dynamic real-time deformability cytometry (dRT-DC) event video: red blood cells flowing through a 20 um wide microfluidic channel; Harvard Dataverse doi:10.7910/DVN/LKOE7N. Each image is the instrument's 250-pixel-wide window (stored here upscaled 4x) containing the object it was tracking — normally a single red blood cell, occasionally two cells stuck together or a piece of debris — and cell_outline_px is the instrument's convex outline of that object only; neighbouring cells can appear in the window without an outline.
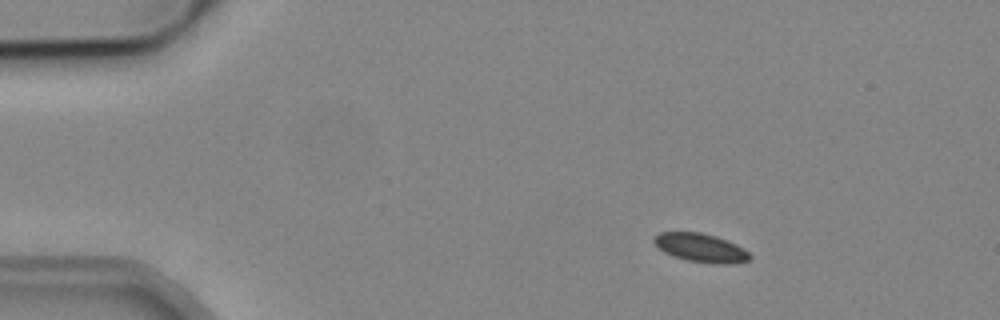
{"species": "common noctule bat (a hibernating species)", "species_latin": "Nyctalus noctula", "temperature_condition": "cold", "stored_images_in_passage": 8, "camera_frame_rate_fps": 3000, "um_per_image_px": 0.085, "animal": {"sex": "male", "body_mass_g": 19.2, "forearm_length_mm": 51.8}, "frame": {"image": 1, "passage_image": 2, "time_ms": 1.333, "image_size_px": [1000, 320], "cell_outline_px": [[752, 256], [748, 260], [732, 264], [712, 264], [688, 260], [664, 252], [652, 240], [660, 232], [700, 232], [716, 236], [728, 240], [744, 248]], "centroid_in_image_um": [59.61, 21.06], "position_along_channel_um": 25.4, "area_um2": 15.9}}
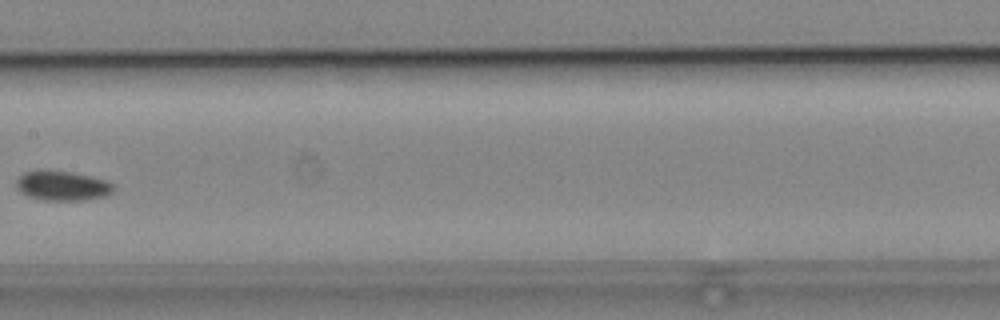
{"frame": {"image": 2, "passage_image": 7, "time_ms": 8.0, "image_size_px": [1000, 320], "cell_outline_px": [[112, 192], [108, 196], [84, 200], [44, 200], [28, 196], [20, 192], [16, 188], [16, 180], [24, 172], [40, 168], [68, 172], [92, 176], [104, 180], [112, 184]], "centroid_in_image_um": [5.25, 15.77], "position_along_channel_um": 202.2, "area_um2": 16.99}}
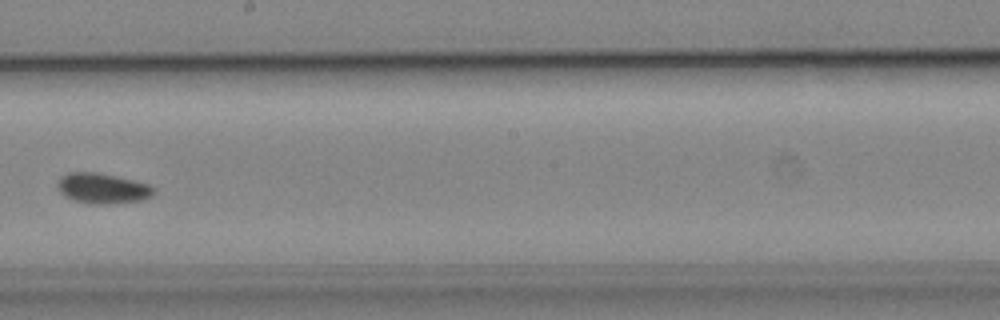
{"frame": {"image": 3, "passage_image": 8, "time_ms": 9.0, "image_size_px": [1000, 320], "cell_outline_px": [[156, 192], [152, 196], [140, 200], [116, 204], [88, 204], [64, 196], [60, 192], [56, 184], [60, 176], [68, 172], [96, 172], [116, 176], [148, 184], [156, 188]], "centroid_in_image_um": [8.71, 16.01], "position_along_channel_um": 239.5, "area_um2": 17.22}}